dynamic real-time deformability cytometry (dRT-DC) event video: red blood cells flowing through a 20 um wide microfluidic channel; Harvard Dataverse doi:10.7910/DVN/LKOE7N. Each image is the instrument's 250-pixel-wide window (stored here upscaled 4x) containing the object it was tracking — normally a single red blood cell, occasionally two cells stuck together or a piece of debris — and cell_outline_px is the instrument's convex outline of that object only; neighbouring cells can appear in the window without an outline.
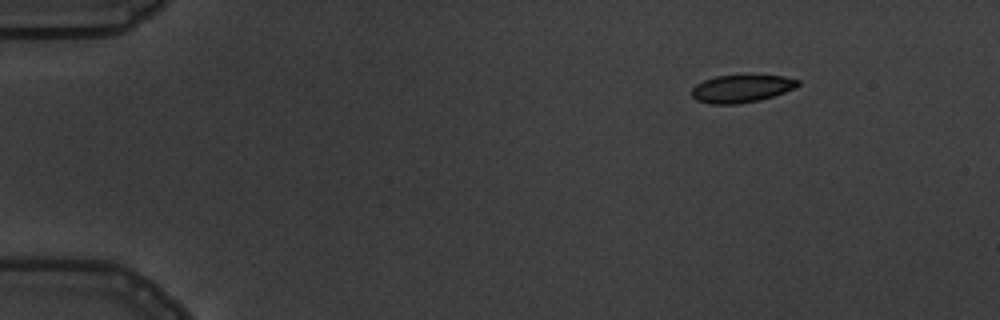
{"species": "common noctule bat (a hibernating species)", "species_latin": "Nyctalus noctula", "temperature_condition": "warm", "stored_images_in_passage": 4, "camera_frame_rate_fps": 3000, "um_per_image_px": 0.085, "animal": {"sex": "male", "body_mass_g": 19.5, "forearm_length_mm": 54.6}, "frame": {"image": 1, "passage_image": 1, "time_ms": 0.0, "image_size_px": [1000, 320], "cell_outline_px": [[800, 84], [796, 88], [760, 100], [736, 104], [708, 104], [696, 100], [692, 96], [692, 88], [696, 84], [704, 80], [716, 76], [784, 76], [800, 80]], "centroid_in_image_um": [63.02, 7.54], "position_along_channel_um": 22.0, "area_um2": 16.99}}